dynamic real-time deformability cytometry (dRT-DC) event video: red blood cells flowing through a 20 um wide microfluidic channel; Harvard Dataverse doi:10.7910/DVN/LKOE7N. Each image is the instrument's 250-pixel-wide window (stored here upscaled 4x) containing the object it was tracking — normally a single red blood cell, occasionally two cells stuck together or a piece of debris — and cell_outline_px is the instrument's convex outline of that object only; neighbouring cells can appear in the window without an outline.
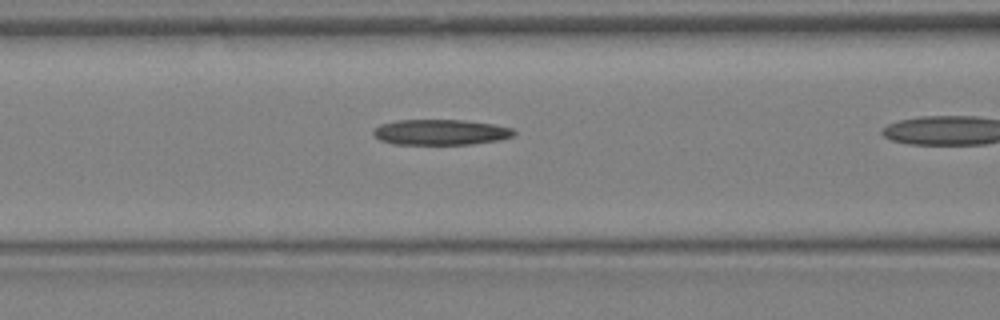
{"species": "Egyptian fruit bat (a non-hibernating species)", "species_latin": "Rousettus aegyptiacus", "temperature_condition": "warm", "stored_images_in_passage": 7, "camera_frame_rate_fps": 3000, "um_per_image_px": 0.085, "animal": {"sex": "female"}, "frame": {"image": 1, "passage_image": 4, "time_ms": 1.0, "image_size_px": [1000, 320], "cell_outline_px": [[516, 132], [512, 136], [500, 140], [472, 144], [392, 144], [380, 140], [372, 132], [380, 124], [396, 120], [464, 120], [496, 124], [512, 128]], "centroid_in_image_um": [37.47, 11.23], "position_along_channel_um": 129.1, "area_um2": 20.98}}
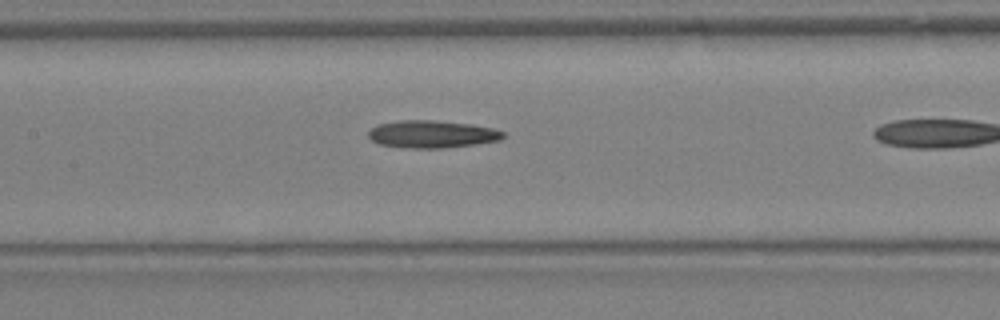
{"frame": {"image": 2, "passage_image": 6, "time_ms": 1.667, "image_size_px": [1000, 320], "cell_outline_px": [[504, 136], [500, 140], [444, 148], [412, 148], [380, 144], [372, 140], [368, 136], [368, 132], [372, 128], [380, 124], [400, 120], [436, 120], [472, 124], [496, 128], [504, 132]], "centroid_in_image_um": [36.75, 11.39], "position_along_channel_um": 170.6, "area_um2": 21.44}}